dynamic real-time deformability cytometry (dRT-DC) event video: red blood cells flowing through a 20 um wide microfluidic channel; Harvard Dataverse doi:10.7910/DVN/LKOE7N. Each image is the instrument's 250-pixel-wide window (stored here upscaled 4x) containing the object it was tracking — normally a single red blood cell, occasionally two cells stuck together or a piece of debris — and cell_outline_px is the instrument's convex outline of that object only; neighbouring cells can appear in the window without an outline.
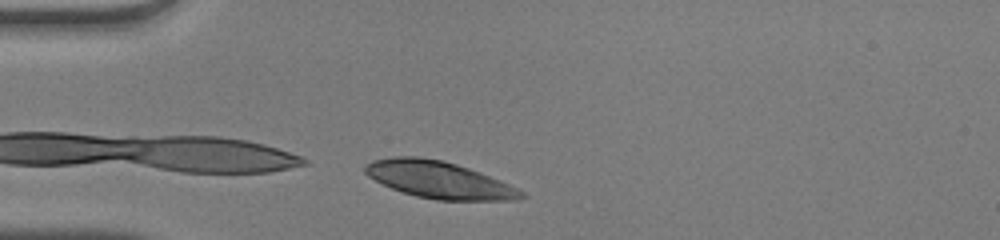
{"species": "human", "species_latin": "Homo sapiens", "temperature_condition": "warm", "stored_images_in_passage": 4, "camera_frame_rate_fps": 3000, "um_per_image_px": 0.085, "donor": {"sex": "male"}, "frame": {"image": 1, "passage_image": 4, "time_ms": 1.0, "image_size_px": [1000, 240], "cell_outline_px": [[528, 196], [516, 200], [436, 200], [416, 196], [392, 188], [368, 176], [364, 172], [364, 164], [372, 160], [392, 156], [416, 156], [444, 160], [480, 172], [500, 180], [524, 192]], "centroid_in_image_um": [37.3, 15.27], "position_along_channel_um": 47.7, "area_um2": 33.58}}